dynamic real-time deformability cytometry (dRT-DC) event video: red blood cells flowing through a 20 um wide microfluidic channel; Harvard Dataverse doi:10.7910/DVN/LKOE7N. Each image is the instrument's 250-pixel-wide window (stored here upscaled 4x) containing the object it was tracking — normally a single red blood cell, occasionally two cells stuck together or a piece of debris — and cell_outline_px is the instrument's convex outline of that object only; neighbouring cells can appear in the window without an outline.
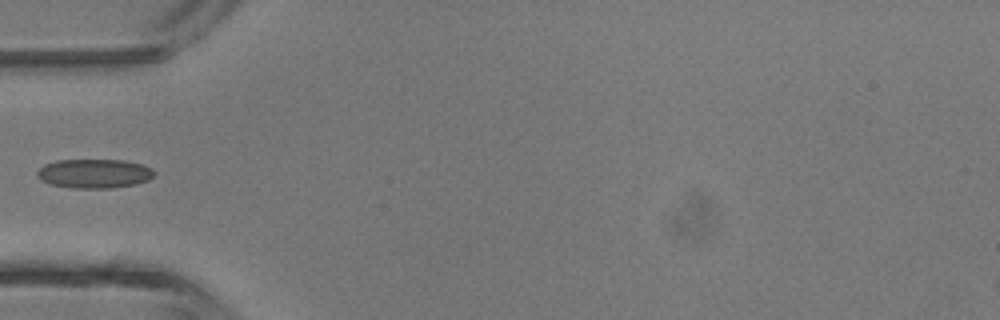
{"species": "common noctule bat (a hibernating species)", "species_latin": "Nyctalus noctula", "temperature_condition": "room temperature", "stored_images_in_passage": 4, "camera_frame_rate_fps": 3000, "um_per_image_px": 0.085, "animal": {"sex": "male", "body_mass_g": 13.3}, "frame": {"image": 1, "passage_image": 4, "time_ms": 3.333, "image_size_px": [1000, 320], "cell_outline_px": [[156, 176], [148, 180], [136, 184], [112, 188], [72, 188], [48, 184], [40, 180], [36, 176], [36, 172], [44, 164], [56, 160], [124, 160], [140, 164], [152, 168], [156, 172]], "centroid_in_image_um": [8.01, 14.76], "position_along_channel_um": 77.0, "area_um2": 20.17}}